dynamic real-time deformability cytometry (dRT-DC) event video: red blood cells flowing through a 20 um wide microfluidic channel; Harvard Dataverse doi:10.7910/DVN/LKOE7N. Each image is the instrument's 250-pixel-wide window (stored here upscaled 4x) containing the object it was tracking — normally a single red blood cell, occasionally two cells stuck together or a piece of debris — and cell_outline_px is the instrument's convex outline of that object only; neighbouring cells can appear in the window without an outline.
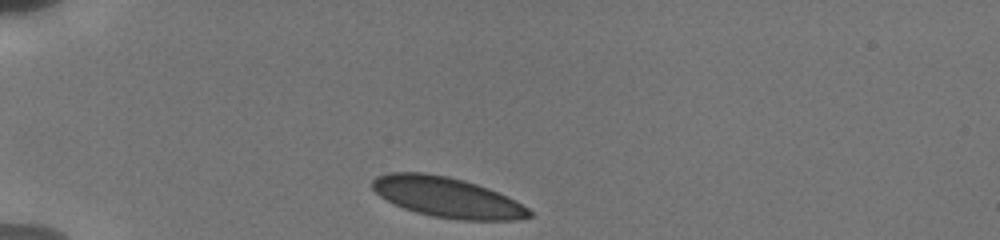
{"species": "human", "species_latin": "Homo sapiens", "temperature_condition": "cold", "stored_images_in_passage": 3, "camera_frame_rate_fps": 3000, "um_per_image_px": 0.085, "donor": {"sex": "male"}, "frame": {"image": 1, "passage_image": 1, "time_ms": 0.0, "image_size_px": [1000, 240], "cell_outline_px": [[532, 216], [516, 220], [460, 220], [432, 216], [416, 212], [404, 208], [380, 196], [372, 188], [372, 180], [376, 176], [388, 172], [424, 172], [448, 176], [464, 180], [488, 188], [508, 196], [516, 200], [528, 208], [532, 212]], "centroid_in_image_um": [38.02, 16.76], "position_along_channel_um": 47.0, "area_um2": 36.82}}
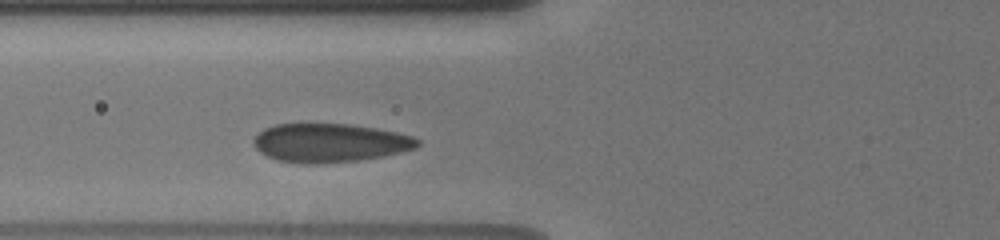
{"frame": {"image": 2, "passage_image": 3, "time_ms": 2.333, "image_size_px": [1000, 240], "cell_outline_px": [[420, 144], [416, 148], [384, 156], [360, 160], [316, 164], [304, 164], [276, 160], [260, 152], [252, 144], [252, 140], [256, 132], [264, 128], [276, 124], [308, 120], [348, 124], [376, 128], [396, 132], [412, 136], [420, 140]], "centroid_in_image_um": [27.96, 12.1], "position_along_channel_um": 97.8, "area_um2": 38.26}}